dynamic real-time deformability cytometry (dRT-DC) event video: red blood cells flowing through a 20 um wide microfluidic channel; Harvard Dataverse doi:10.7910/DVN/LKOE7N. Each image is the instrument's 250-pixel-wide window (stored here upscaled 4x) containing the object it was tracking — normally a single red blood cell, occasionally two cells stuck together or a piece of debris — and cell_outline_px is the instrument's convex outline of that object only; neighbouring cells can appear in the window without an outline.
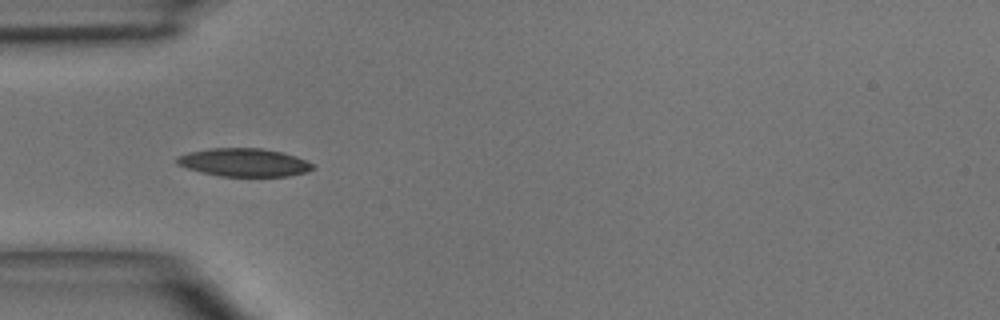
{"species": "common noctule bat (a hibernating species)", "species_latin": "Nyctalus noctula", "temperature_condition": "room temperature", "stored_images_in_passage": 6, "camera_frame_rate_fps": 3000, "um_per_image_px": 0.085, "animal": {"sex": "male", "body_mass_g": 15.6}, "frame": {"image": 1, "passage_image": 4, "time_ms": 3.667, "image_size_px": [1000, 320], "cell_outline_px": [[316, 168], [304, 172], [288, 176], [220, 176], [200, 172], [176, 164], [176, 160], [180, 156], [188, 152], [212, 148], [260, 148], [284, 152], [296, 156], [312, 164]], "centroid_in_image_um": [20.74, 13.8], "position_along_channel_um": 64.3, "area_um2": 22.14}}
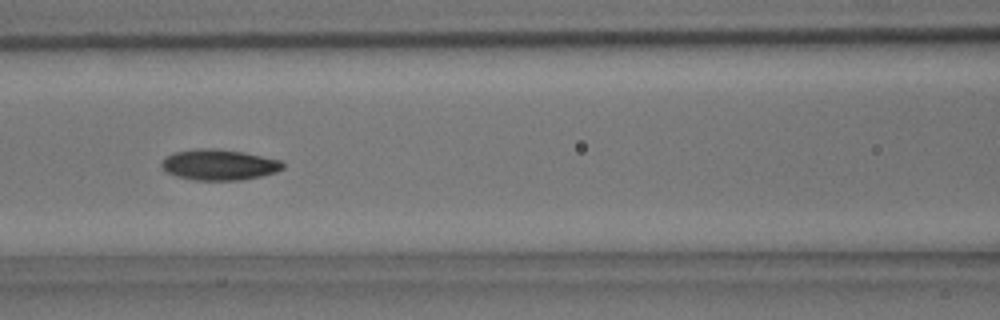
{"frame": {"image": 2, "passage_image": 6, "time_ms": 5.667, "image_size_px": [1000, 320], "cell_outline_px": [[284, 168], [276, 172], [260, 176], [240, 180], [196, 180], [176, 176], [168, 172], [160, 164], [164, 156], [176, 152], [196, 148], [212, 148], [244, 152], [280, 160], [284, 164]], "centroid_in_image_um": [18.61, 14.0], "position_along_channel_um": 148.0, "area_um2": 21.68}}